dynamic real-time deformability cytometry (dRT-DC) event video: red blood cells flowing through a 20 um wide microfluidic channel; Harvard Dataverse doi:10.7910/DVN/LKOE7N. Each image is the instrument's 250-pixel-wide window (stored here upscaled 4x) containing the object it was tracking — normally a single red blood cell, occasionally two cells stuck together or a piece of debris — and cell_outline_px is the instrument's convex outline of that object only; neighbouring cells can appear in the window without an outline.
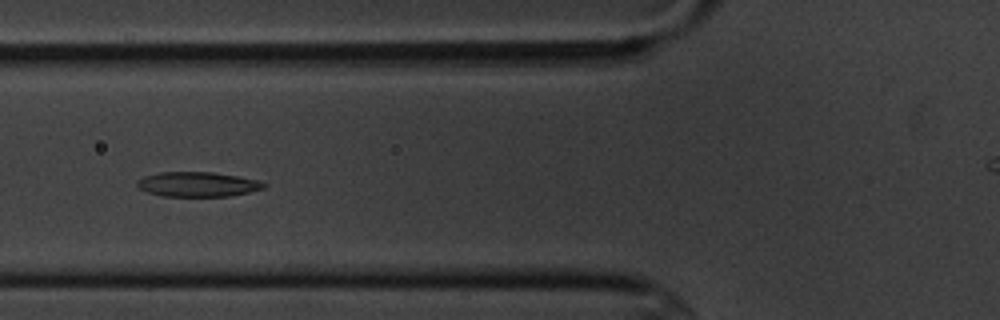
{"species": "common noctule bat (a hibernating species)", "species_latin": "Nyctalus noctula", "temperature_condition": "cold", "stored_images_in_passage": 13, "segment_of_instrument_passage": [1, 2], "camera_frame_rate_fps": 3000, "um_per_image_px": 0.085, "animal": {"sex": "male", "body_mass_g": 20.1, "forearm_length_mm": 53.5}, "frame": {"image": 1, "passage_image": 5, "time_ms": 5.333, "image_size_px": [1000, 320], "cell_outline_px": [[268, 184], [264, 188], [248, 192], [228, 196], [160, 196], [148, 192], [140, 188], [136, 184], [136, 180], [144, 176], [160, 172], [212, 172], [236, 176], [256, 180]], "centroid_in_image_um": [16.76, 15.66], "position_along_channel_um": 109.0, "area_um2": 18.15}}
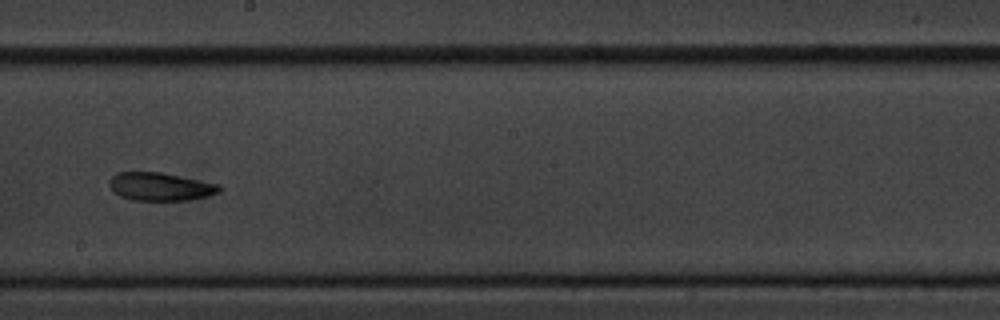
{"frame": {"image": 2, "passage_image": 8, "time_ms": 9.0, "image_size_px": [1000, 320], "cell_outline_px": [[224, 188], [220, 192], [208, 196], [188, 200], [132, 200], [120, 196], [108, 184], [108, 180], [116, 172], [160, 172], [220, 184]], "centroid_in_image_um": [13.66, 15.86], "position_along_channel_um": 234.5, "area_um2": 18.09}}
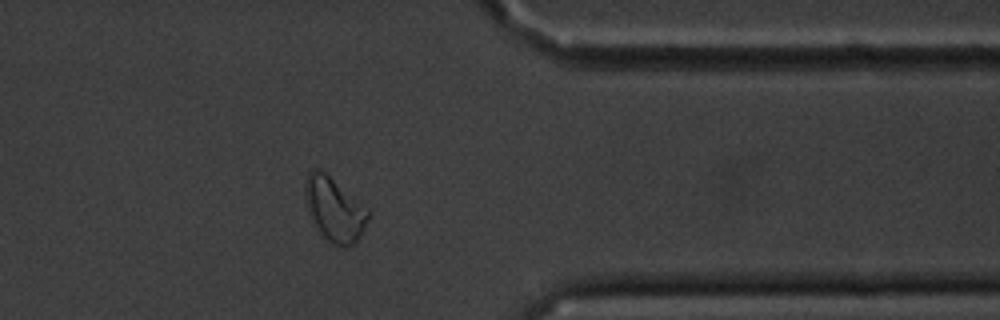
{"frame": {"image": 3, "passage_image": 12, "time_ms": 13.667, "image_size_px": [1000, 320], "cell_outline_px": [[368, 216], [364, 228], [356, 244], [340, 248], [332, 244], [320, 236], [312, 224], [304, 196], [304, 188], [308, 172], [312, 168], [316, 168], [324, 172], [360, 200], [368, 208]], "centroid_in_image_um": [28.4, 17.83], "position_along_channel_um": 383.0, "area_um2": 23.99}}